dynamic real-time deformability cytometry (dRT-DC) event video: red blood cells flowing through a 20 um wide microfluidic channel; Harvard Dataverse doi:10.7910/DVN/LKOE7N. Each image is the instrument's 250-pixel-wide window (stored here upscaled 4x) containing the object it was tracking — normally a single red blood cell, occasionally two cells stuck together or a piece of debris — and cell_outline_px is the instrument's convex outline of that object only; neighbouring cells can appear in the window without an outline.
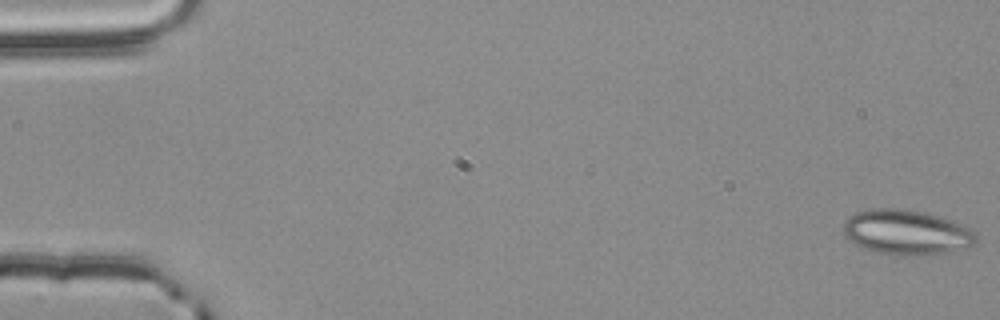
{"species": "common noctule bat (a hibernating species)", "species_latin": "Nyctalus noctula", "temperature_condition": "room temperature", "stored_images_in_passage": 56, "camera_frame_rate_fps": 3000, "um_per_image_px": 0.085, "animal": {"sex": "male", "body_mass_g": 20.4}, "frame": {"image": 1, "passage_image": 1, "time_ms": 0.0, "image_size_px": [1000, 320], "cell_outline_px": [[976, 240], [972, 244], [924, 256], [892, 256], [872, 252], [856, 244], [844, 236], [844, 220], [848, 216], [856, 212], [872, 208], [900, 208], [924, 212], [960, 224], [968, 228], [976, 236]], "centroid_in_image_um": [76.93, 19.75], "position_along_channel_um": 8.1, "area_um2": 34.45}}
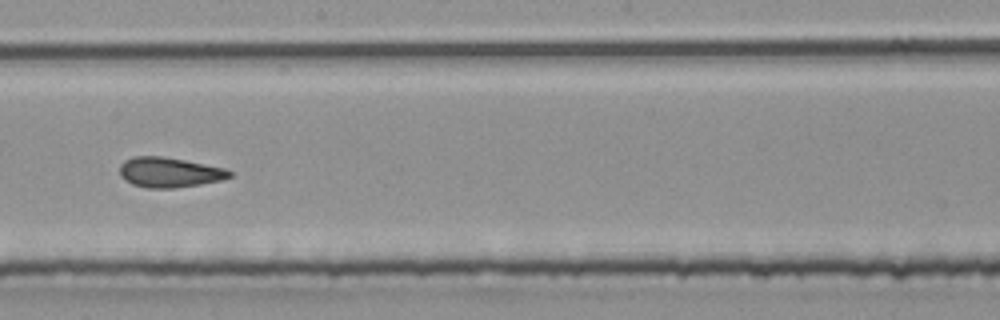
{"frame": {"image": 2, "passage_image": 32, "time_ms": 10.333, "image_size_px": [1000, 320], "cell_outline_px": [[232, 176], [220, 180], [200, 184], [172, 188], [148, 188], [132, 184], [124, 180], [120, 176], [120, 164], [124, 160], [132, 156], [160, 156], [184, 160], [224, 168], [232, 172]], "centroid_in_image_um": [14.35, 14.64], "position_along_channel_um": 233.9, "area_um2": 19.13}}
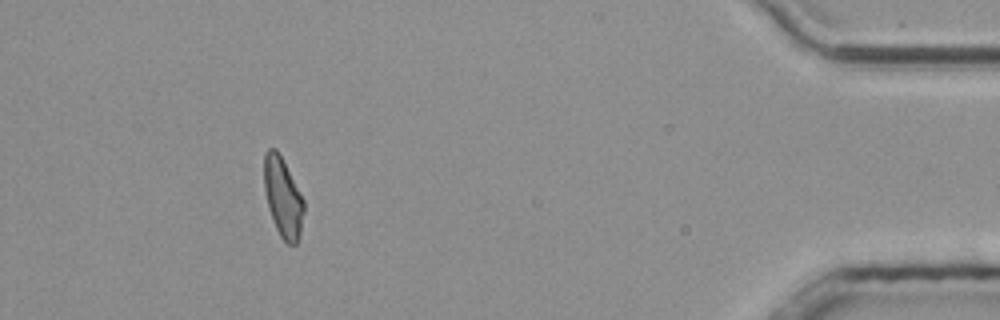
{"frame": {"image": 3, "passage_image": 51, "time_ms": 16.667, "image_size_px": [1000, 320], "cell_outline_px": [[304, 212], [300, 236], [296, 244], [288, 244], [280, 236], [276, 228], [268, 208], [264, 188], [264, 152], [268, 148], [276, 148], [304, 200]], "centroid_in_image_um": [24.04, 16.79], "position_along_channel_um": 411.2, "area_um2": 18.32}, "authors_computed_cell_mechanics": {"area_um2": 19.363, "velocity_mm_per_s": 3.7865, "shape_relaxation_time_tau1_ms": null, "shape_relaxation_time_tau2_ms": 2.6389, "deformation_change_tau1": null, "deformation_change_tau2": 0.0991}}